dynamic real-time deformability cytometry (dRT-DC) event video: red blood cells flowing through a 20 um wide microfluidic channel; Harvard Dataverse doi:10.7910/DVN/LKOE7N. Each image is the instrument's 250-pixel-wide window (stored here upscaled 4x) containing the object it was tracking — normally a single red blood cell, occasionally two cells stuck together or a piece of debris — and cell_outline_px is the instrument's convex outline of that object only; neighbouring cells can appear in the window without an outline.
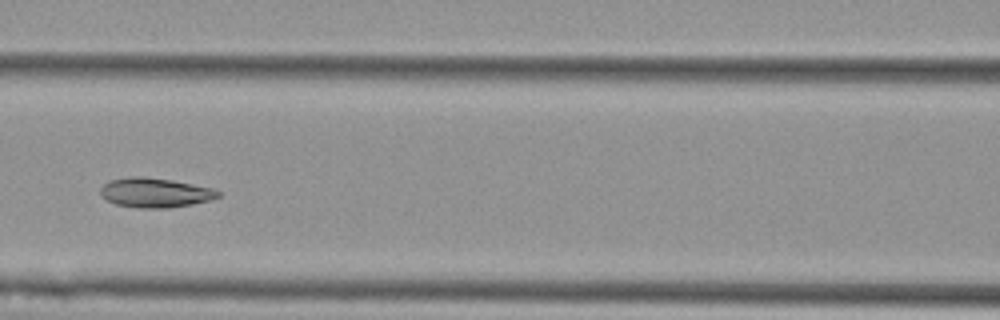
{"species": "Egyptian fruit bat (a non-hibernating species)", "species_latin": "Rousettus aegyptiacus", "temperature_condition": "cold", "stored_images_in_passage": 6, "camera_frame_rate_fps": 3000, "um_per_image_px": 0.085, "animal": {"sex": "female"}, "frame": {"image": 1, "passage_image": 6, "time_ms": 6.667, "image_size_px": [1000, 320], "cell_outline_px": [[220, 196], [208, 200], [192, 204], [168, 208], [136, 208], [116, 204], [108, 200], [100, 192], [100, 188], [108, 180], [132, 176], [144, 176], [172, 180], [216, 188], [220, 192]], "centroid_in_image_um": [13.2, 16.36], "position_along_channel_um": 153.4, "area_um2": 20.35}}